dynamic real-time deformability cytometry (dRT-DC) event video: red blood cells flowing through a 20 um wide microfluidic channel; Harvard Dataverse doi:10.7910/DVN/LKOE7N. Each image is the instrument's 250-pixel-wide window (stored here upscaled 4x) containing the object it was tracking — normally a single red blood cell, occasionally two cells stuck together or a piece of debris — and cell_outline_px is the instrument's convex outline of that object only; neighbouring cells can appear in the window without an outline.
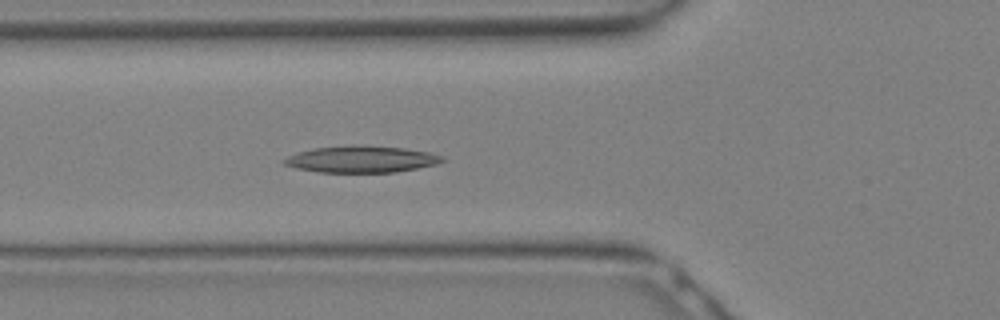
{"species": "Egyptian fruit bat (a non-hibernating species)", "species_latin": "Rousettus aegyptiacus", "temperature_condition": "warm", "stored_images_in_passage": 12, "camera_frame_rate_fps": 3000, "um_per_image_px": 0.085, "animal": {"sex": "female"}, "frame": {"image": 1, "passage_image": 10, "time_ms": 3.0, "image_size_px": [1000, 320], "cell_outline_px": [[448, 160], [436, 164], [396, 172], [320, 172], [296, 168], [284, 164], [284, 160], [288, 156], [296, 152], [316, 148], [352, 144], [404, 148], [428, 152], [444, 156]], "centroid_in_image_um": [30.75, 13.52], "position_along_channel_um": 95.1, "area_um2": 24.57}}
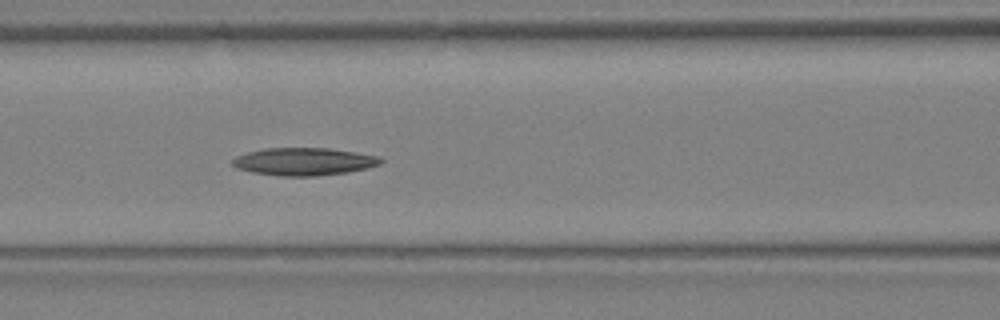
{"frame": {"image": 2, "passage_image": 12, "time_ms": 3.667, "image_size_px": [1000, 320], "cell_outline_px": [[384, 160], [380, 164], [348, 172], [316, 176], [280, 176], [252, 172], [236, 168], [232, 164], [232, 160], [236, 156], [248, 152], [264, 148], [328, 148], [356, 152], [380, 156]], "centroid_in_image_um": [25.83, 13.73], "position_along_channel_um": 140.8, "area_um2": 23.87}}